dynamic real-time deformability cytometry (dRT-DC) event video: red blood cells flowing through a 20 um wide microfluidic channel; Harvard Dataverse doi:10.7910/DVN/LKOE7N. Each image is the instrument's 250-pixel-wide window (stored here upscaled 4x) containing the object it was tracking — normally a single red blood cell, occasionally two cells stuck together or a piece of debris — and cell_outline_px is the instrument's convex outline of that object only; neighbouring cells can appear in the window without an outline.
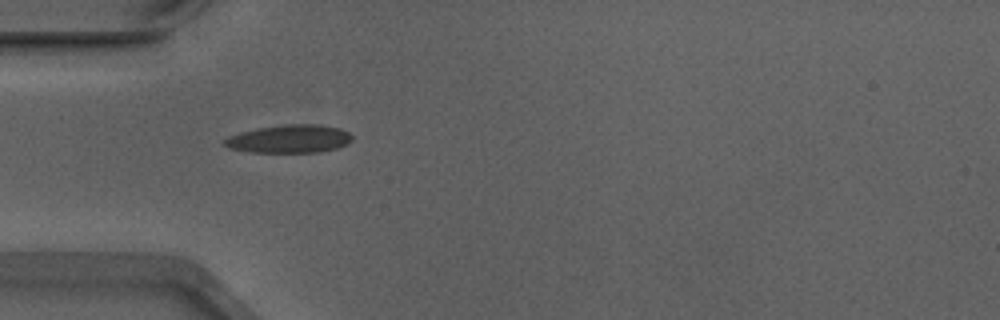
{"species": "Egyptian fruit bat (a non-hibernating species)", "species_latin": "Rousettus aegyptiacus", "temperature_condition": "warm", "stored_images_in_passage": 3, "camera_frame_rate_fps": 3000, "um_per_image_px": 0.085, "animal": {"sex": "male"}, "frame": {"image": 1, "passage_image": 1, "time_ms": 0.0, "image_size_px": [1000, 320], "cell_outline_px": [[352, 140], [348, 144], [336, 148], [316, 152], [252, 152], [232, 148], [224, 144], [224, 140], [228, 136], [240, 132], [256, 128], [288, 124], [312, 124], [340, 128], [348, 132], [352, 136]], "centroid_in_image_um": [24.61, 11.8], "position_along_channel_um": 60.4, "area_um2": 20.69}}